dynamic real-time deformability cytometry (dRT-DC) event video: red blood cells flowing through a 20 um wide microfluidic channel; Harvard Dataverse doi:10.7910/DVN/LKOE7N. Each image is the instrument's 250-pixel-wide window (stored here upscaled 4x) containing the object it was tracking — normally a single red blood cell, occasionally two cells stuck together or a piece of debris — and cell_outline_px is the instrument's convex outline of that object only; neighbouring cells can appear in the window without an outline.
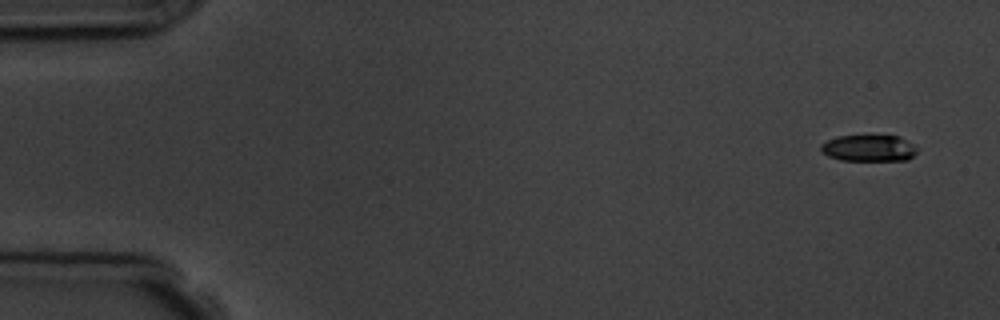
{"species": "common noctule bat (a hibernating species)", "species_latin": "Nyctalus noctula", "temperature_condition": "room temperature", "stored_images_in_passage": 5, "camera_frame_rate_fps": 3000, "um_per_image_px": 0.085, "animal": {"sex": "male", "body_mass_g": 19.5, "forearm_length_mm": 54.6}, "frame": {"image": 1, "passage_image": 1, "time_ms": 0.0, "image_size_px": [1000, 320], "cell_outline_px": [[916, 152], [908, 160], [840, 160], [828, 156], [820, 152], [820, 144], [836, 136], [900, 136], [912, 144], [916, 148]], "centroid_in_image_um": [73.8, 12.59], "position_along_channel_um": 11.2, "area_um2": 14.8}}
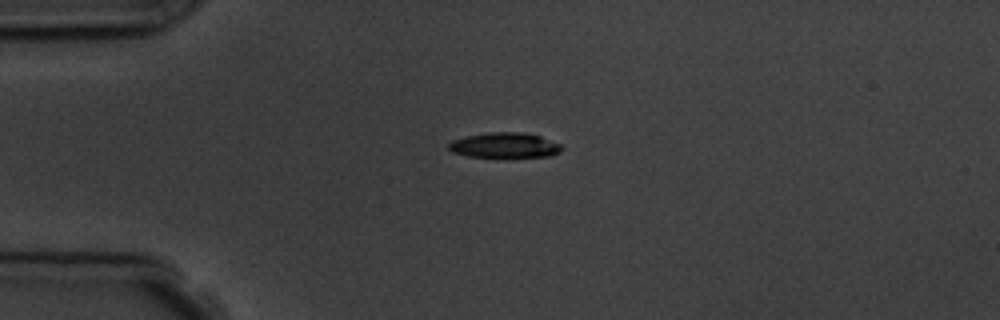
{"frame": {"image": 2, "passage_image": 4, "time_ms": 3.667, "image_size_px": [1000, 320], "cell_outline_px": [[564, 148], [560, 152], [552, 156], [468, 156], [452, 152], [448, 148], [448, 144], [452, 140], [468, 136], [488, 132], [524, 132], [540, 136], [560, 144]], "centroid_in_image_um": [42.91, 12.33], "position_along_channel_um": 42.1, "area_um2": 16.36}}